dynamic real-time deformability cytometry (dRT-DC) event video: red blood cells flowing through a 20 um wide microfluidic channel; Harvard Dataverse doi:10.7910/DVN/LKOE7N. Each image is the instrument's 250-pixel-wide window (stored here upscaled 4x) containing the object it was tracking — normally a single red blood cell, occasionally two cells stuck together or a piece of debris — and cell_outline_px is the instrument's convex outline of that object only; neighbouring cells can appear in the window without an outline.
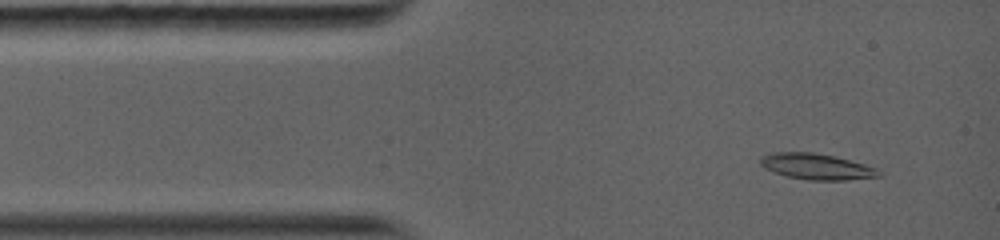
{"species": "common noctule bat (a hibernating species)", "species_latin": "Nyctalus noctula", "temperature_condition": "warm", "stored_images_in_passage": 7, "camera_frame_rate_fps": 5000, "um_per_image_px": 0.085, "animal": {"sex": "female", "body_mass_g": 19.0, "forearm_length_mm": 56.7}, "frame": {"image": 1, "passage_image": 3, "time_ms": 0.8, "image_size_px": [1000, 240], "cell_outline_px": [[880, 176], [844, 180], [808, 180], [788, 176], [764, 168], [760, 164], [760, 160], [764, 156], [772, 152], [812, 152], [832, 156], [864, 164], [876, 168]], "centroid_in_image_um": [69.37, 14.15], "position_along_channel_um": 15.6, "area_um2": 17.46}}
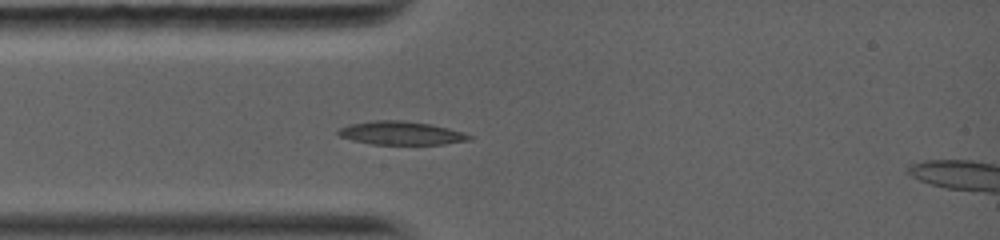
{"frame": {"image": 2, "passage_image": 7, "time_ms": 2.8, "image_size_px": [1000, 240], "cell_outline_px": [[476, 136], [472, 140], [444, 144], [372, 144], [352, 140], [340, 136], [336, 132], [340, 128], [348, 124], [372, 120], [400, 120], [428, 124], [448, 128], [464, 132]], "centroid_in_image_um": [34.12, 11.31], "position_along_channel_um": 50.9, "area_um2": 17.98}}